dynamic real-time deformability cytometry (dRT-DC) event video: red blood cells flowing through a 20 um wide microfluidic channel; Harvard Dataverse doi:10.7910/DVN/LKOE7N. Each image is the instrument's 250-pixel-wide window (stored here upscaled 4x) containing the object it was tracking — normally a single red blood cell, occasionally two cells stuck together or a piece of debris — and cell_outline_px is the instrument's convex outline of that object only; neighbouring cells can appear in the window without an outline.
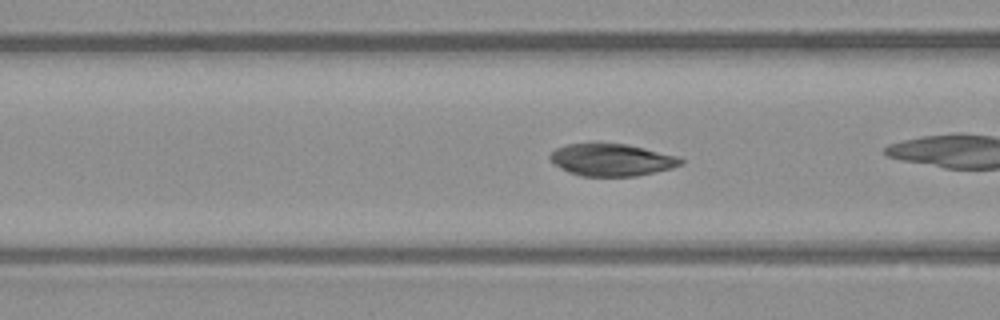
{"species": "common noctule bat (a hibernating species)", "species_latin": "Nyctalus noctula", "temperature_condition": "warm", "stored_images_in_passage": 30, "camera_frame_rate_fps": 3000, "um_per_image_px": 0.085, "animal": {"sex": "male", "body_mass_g": 23.1, "forearm_length_mm": 52.7}, "frame": {"image": 1, "passage_image": 13, "time_ms": 4.0, "image_size_px": [1000, 320], "cell_outline_px": [[684, 164], [672, 168], [636, 176], [580, 176], [568, 172], [556, 164], [548, 156], [556, 148], [568, 144], [592, 140], [596, 140], [628, 144], [680, 156], [684, 160]], "centroid_in_image_um": [52.01, 13.54], "position_along_channel_um": 114.6, "area_um2": 25.37}}